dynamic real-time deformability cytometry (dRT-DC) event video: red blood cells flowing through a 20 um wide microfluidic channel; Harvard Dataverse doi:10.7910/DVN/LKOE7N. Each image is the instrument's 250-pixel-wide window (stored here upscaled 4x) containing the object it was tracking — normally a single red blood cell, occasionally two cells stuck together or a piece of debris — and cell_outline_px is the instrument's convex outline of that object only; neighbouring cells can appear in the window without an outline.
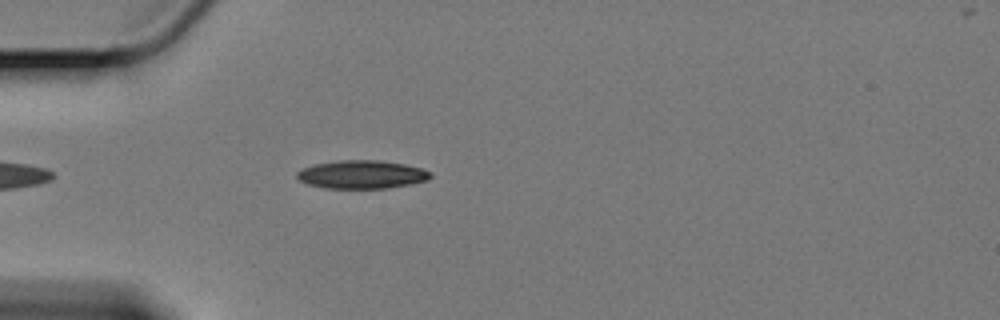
{"species": "Egyptian fruit bat (a non-hibernating species)", "species_latin": "Rousettus aegyptiacus", "temperature_condition": "cold", "stored_images_in_passage": 44, "camera_frame_rate_fps": 3000, "um_per_image_px": 0.085, "animal": {"sex": "female"}, "frame": {"image": 1, "passage_image": 2, "time_ms": 0.333, "image_size_px": [1000, 320], "cell_outline_px": [[432, 176], [428, 180], [412, 184], [388, 188], [324, 188], [308, 184], [300, 180], [296, 176], [296, 172], [304, 168], [316, 164], [340, 160], [376, 160], [404, 164], [420, 168], [432, 172]], "centroid_in_image_um": [30.78, 14.84], "position_along_channel_um": 54.2, "area_um2": 21.91}}
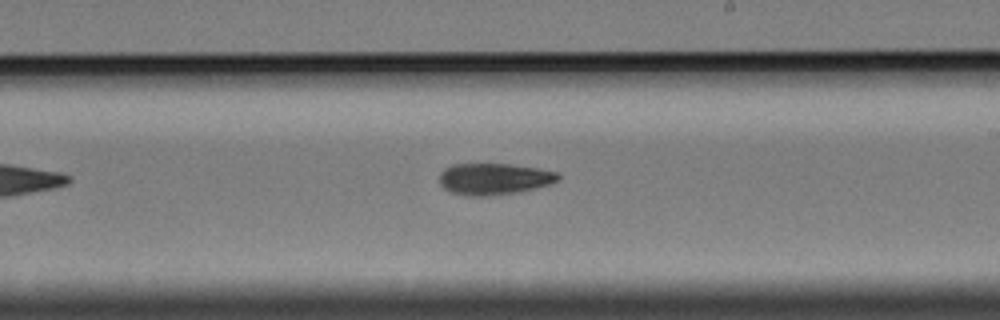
{"frame": {"image": 2, "passage_image": 20, "time_ms": 6.333, "image_size_px": [1000, 320], "cell_outline_px": [[560, 176], [556, 180], [548, 184], [520, 192], [488, 196], [468, 196], [448, 192], [440, 184], [440, 172], [444, 168], [452, 164], [508, 164], [536, 168], [556, 172]], "centroid_in_image_um": [41.92, 15.21], "position_along_channel_um": 247.1, "area_um2": 21.73}}
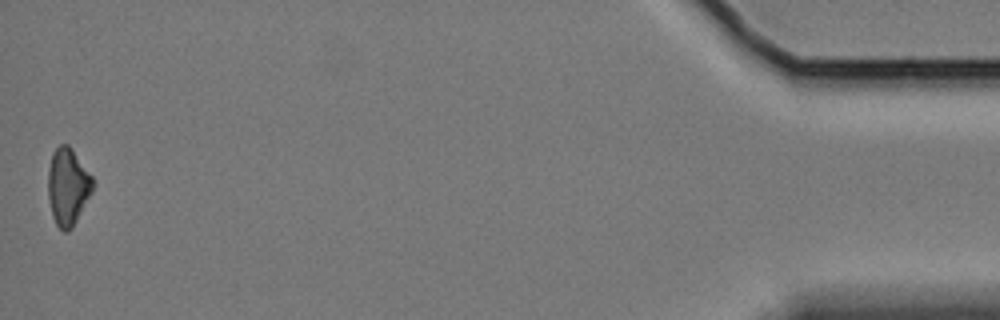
{"frame": {"image": 3, "passage_image": 44, "time_ms": 14.333, "image_size_px": [1000, 320], "cell_outline_px": [[96, 184], [92, 192], [72, 228], [68, 232], [64, 232], [56, 224], [52, 216], [48, 196], [48, 168], [52, 152], [60, 144], [68, 144], [92, 176]], "centroid_in_image_um": [5.77, 15.86], "position_along_channel_um": 429.4, "area_um2": 20.17}, "authors_computed_cell_mechanics": {"area_um2": 21.6172, "velocity_mm_per_s": 3.3553, "shape_relaxation_time_tau1_ms": 4.2215, "shape_relaxation_time_tau2_ms": null, "deformation_change_tau1": 0.1187, "deformation_change_tau2": null}}